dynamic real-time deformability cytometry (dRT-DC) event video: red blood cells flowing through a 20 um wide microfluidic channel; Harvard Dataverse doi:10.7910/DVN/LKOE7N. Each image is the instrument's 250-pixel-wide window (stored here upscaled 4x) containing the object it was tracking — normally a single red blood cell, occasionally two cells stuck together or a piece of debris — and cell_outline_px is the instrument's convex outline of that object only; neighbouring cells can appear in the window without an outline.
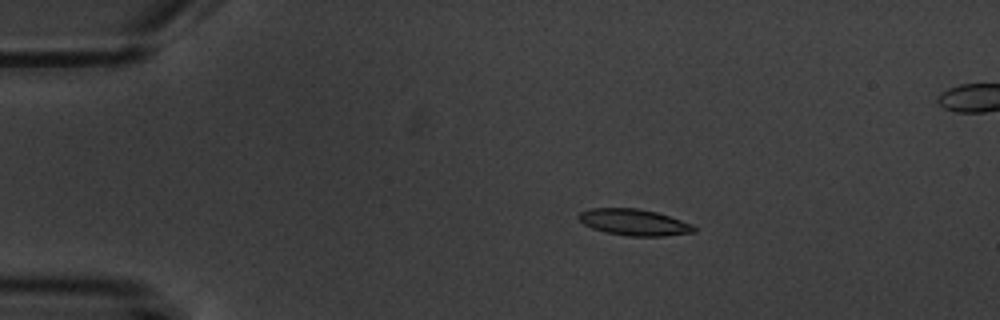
{"species": "common noctule bat (a hibernating species)", "species_latin": "Nyctalus noctula", "temperature_condition": "warm", "stored_images_in_passage": 6, "camera_frame_rate_fps": 3000, "um_per_image_px": 0.085, "animal": {"sex": "male", "body_mass_g": 20.1, "forearm_length_mm": 53.5}, "frame": {"image": 1, "passage_image": 3, "time_ms": 2.333, "image_size_px": [1000, 320], "cell_outline_px": [[696, 232], [664, 236], [628, 236], [608, 232], [592, 228], [584, 224], [576, 216], [580, 212], [588, 208], [636, 208], [656, 212], [692, 224], [696, 228]], "centroid_in_image_um": [53.88, 18.89], "position_along_channel_um": 31.1, "area_um2": 17.63}}